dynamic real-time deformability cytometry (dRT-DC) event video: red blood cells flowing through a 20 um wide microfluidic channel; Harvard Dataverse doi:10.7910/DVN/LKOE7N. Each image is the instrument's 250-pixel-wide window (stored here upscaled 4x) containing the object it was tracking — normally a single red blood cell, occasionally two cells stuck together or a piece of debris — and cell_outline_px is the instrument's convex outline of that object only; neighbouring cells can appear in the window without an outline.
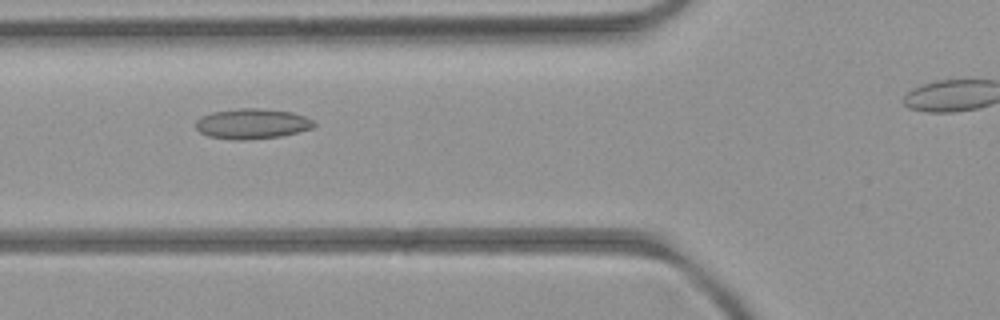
{"species": "common noctule bat (a hibernating species)", "species_latin": "Nyctalus noctula", "temperature_condition": "room temperature", "stored_images_in_passage": 5, "segment_of_instrument_passage": [1, 2], "camera_frame_rate_fps": 3000, "um_per_image_px": 0.085, "animal": {"sex": "female", "body_mass_g": 21.9}, "frame": {"image": 1, "passage_image": 2, "time_ms": 1.0, "image_size_px": [1000, 320], "cell_outline_px": [[316, 124], [312, 128], [280, 136], [244, 140], [232, 140], [208, 136], [200, 132], [196, 128], [196, 120], [200, 116], [212, 112], [236, 108], [256, 108], [292, 112], [304, 116], [312, 120]], "centroid_in_image_um": [21.38, 10.51], "position_along_channel_um": 104.4, "area_um2": 20.81}}
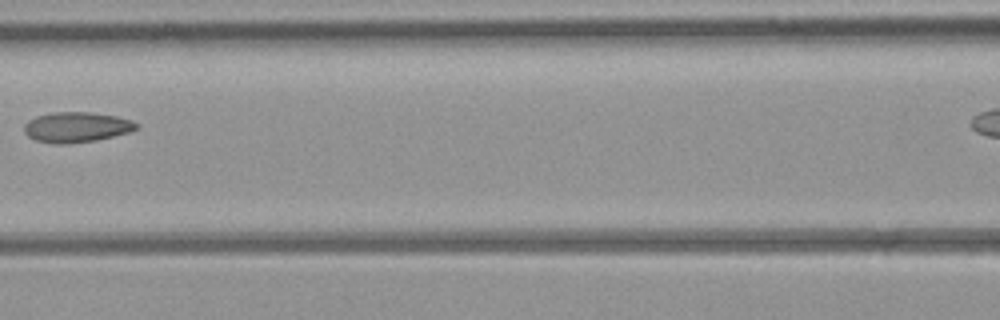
{"frame": {"image": 2, "passage_image": 3, "time_ms": 2.333, "image_size_px": [1000, 320], "cell_outline_px": [[140, 128], [128, 132], [96, 140], [64, 144], [56, 144], [36, 140], [28, 136], [24, 132], [24, 124], [28, 120], [36, 116], [52, 112], [88, 112], [116, 116], [132, 120], [140, 124]], "centroid_in_image_um": [6.51, 10.8], "position_along_channel_um": 160.1, "area_um2": 19.83}}
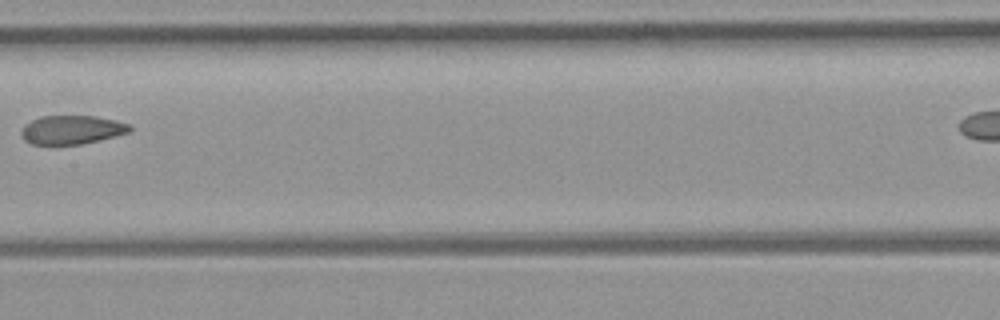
{"frame": {"image": 3, "passage_image": 4, "time_ms": 3.333, "image_size_px": [1000, 320], "cell_outline_px": [[132, 128], [128, 132], [80, 144], [32, 144], [24, 140], [20, 132], [20, 128], [24, 124], [40, 116], [96, 116], [116, 120], [128, 124]], "centroid_in_image_um": [6.03, 11.01], "position_along_channel_um": 201.4, "area_um2": 17.98}}